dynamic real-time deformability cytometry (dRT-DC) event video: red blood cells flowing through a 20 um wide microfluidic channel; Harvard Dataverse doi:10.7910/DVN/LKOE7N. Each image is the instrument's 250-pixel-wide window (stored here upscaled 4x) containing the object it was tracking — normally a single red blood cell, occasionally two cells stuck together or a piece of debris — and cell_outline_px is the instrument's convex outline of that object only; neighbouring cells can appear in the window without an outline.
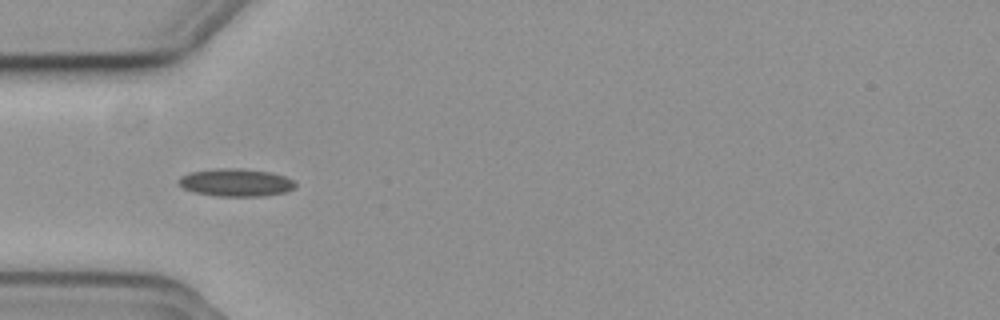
{"species": "common noctule bat (a hibernating species)", "species_latin": "Nyctalus noctula", "temperature_condition": "cold", "stored_images_in_passage": 42, "camera_frame_rate_fps": 3000, "um_per_image_px": 0.085, "animal": {"sex": "female", "body_mass_g": 19.3, "forearm_length_mm": 54.1}, "frame": {"image": 1, "passage_image": 3, "time_ms": 0.667, "image_size_px": [1000, 320], "cell_outline_px": [[296, 188], [288, 192], [264, 196], [216, 196], [192, 192], [176, 184], [176, 180], [180, 176], [188, 172], [216, 168], [244, 168], [272, 172], [284, 176], [292, 180], [296, 184]], "centroid_in_image_um": [20.02, 15.51], "position_along_channel_um": 65.0, "area_um2": 19.36}}
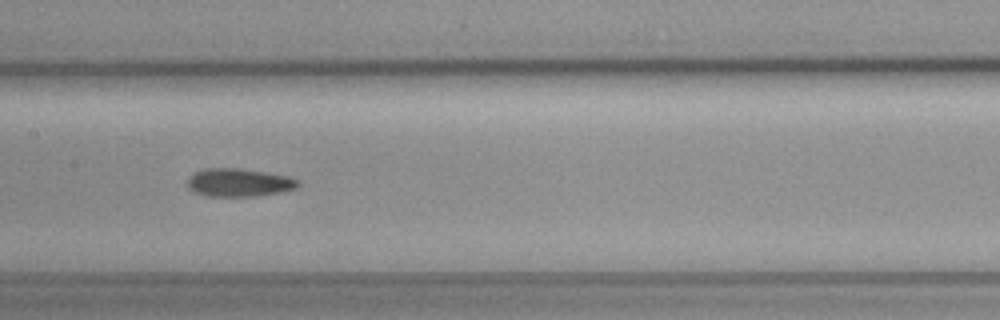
{"frame": {"image": 2, "passage_image": 13, "time_ms": 4.0, "image_size_px": [1000, 320], "cell_outline_px": [[300, 184], [296, 188], [280, 192], [256, 196], [204, 196], [192, 192], [188, 188], [188, 180], [196, 172], [204, 168], [240, 168], [288, 176], [296, 180]], "centroid_in_image_um": [20.28, 15.52], "position_along_channel_um": 187.1, "area_um2": 18.03}}
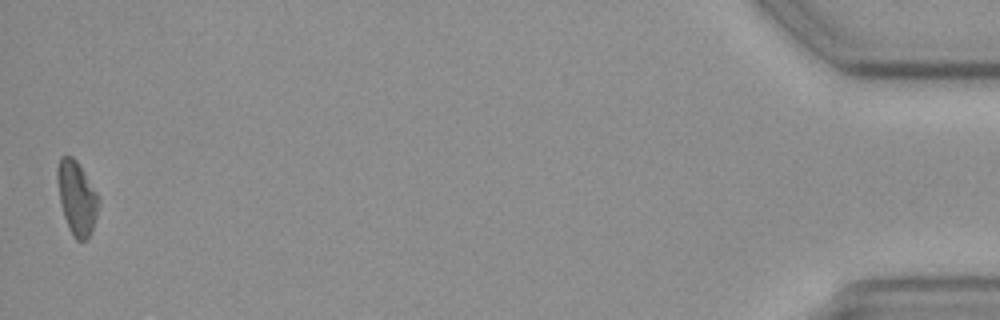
{"frame": {"image": 3, "passage_image": 41, "time_ms": 13.333, "image_size_px": [1000, 320], "cell_outline_px": [[100, 200], [96, 216], [92, 228], [88, 236], [84, 240], [76, 240], [72, 236], [68, 228], [60, 204], [56, 176], [56, 168], [60, 156], [72, 156], [76, 160], [84, 172], [96, 192]], "centroid_in_image_um": [6.49, 16.79], "position_along_channel_um": 428.7, "area_um2": 17.63}, "authors_computed_cell_mechanics": {"area_um2": 17.6579, "velocity_mm_per_s": 3.6808, "shape_relaxation_time_tau1_ms": 7.9086, "shape_relaxation_time_tau2_ms": 5.2897, "deformation_change_tau1": 0.1417, "deformation_change_tau2": 0.1268}}